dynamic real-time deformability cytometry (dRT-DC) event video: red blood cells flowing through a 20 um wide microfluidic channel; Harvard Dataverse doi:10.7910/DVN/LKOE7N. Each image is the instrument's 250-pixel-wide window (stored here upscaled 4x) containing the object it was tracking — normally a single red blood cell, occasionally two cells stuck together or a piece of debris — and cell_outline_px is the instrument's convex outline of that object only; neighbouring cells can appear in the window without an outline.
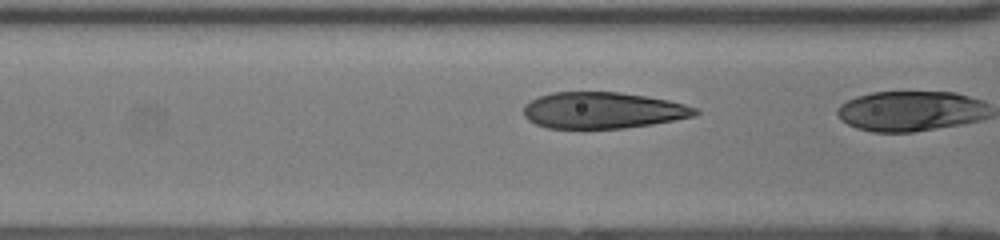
{"species": "human", "species_latin": "Homo sapiens", "temperature_condition": "room temperature", "stored_images_in_passage": 18, "camera_frame_rate_fps": 3000, "um_per_image_px": 0.085, "donor": {"sex": "female"}, "frame": {"image": 1, "passage_image": 17, "time_ms": 5.333, "image_size_px": [1000, 240], "cell_outline_px": [[700, 112], [696, 116], [652, 124], [624, 128], [548, 128], [536, 124], [528, 120], [524, 116], [524, 104], [540, 96], [552, 92], [620, 92], [668, 100], [684, 104], [696, 108]], "centroid_in_image_um": [51.24, 9.38], "position_along_channel_um": 115.4, "area_um2": 36.24}}